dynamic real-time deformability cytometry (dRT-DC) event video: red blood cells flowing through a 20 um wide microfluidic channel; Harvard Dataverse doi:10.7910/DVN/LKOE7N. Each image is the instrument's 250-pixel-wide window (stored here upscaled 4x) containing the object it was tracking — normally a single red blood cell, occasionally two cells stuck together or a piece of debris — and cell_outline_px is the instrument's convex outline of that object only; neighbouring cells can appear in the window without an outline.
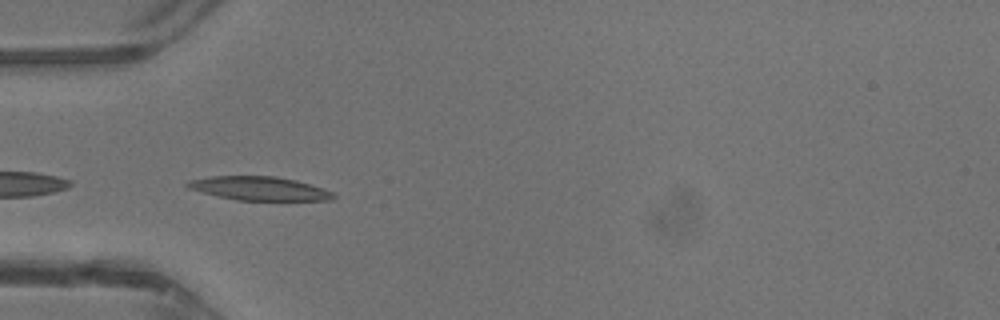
{"species": "common noctule bat (a hibernating species)", "species_latin": "Nyctalus noctula", "temperature_condition": "warm", "stored_images_in_passage": 31, "segment_of_instrument_passage": [2, 2], "camera_frame_rate_fps": 3000, "um_per_image_px": 0.085, "animal": {"sex": "male", "body_mass_g": 13.3}, "frame": {"image": 1, "passage_image": 15, "time_ms": 4.667, "image_size_px": [1000, 320], "cell_outline_px": [[336, 196], [332, 200], [236, 200], [216, 196], [188, 188], [184, 184], [188, 180], [212, 176], [276, 176], [296, 180], [324, 188], [332, 192]], "centroid_in_image_um": [22.03, 16.01], "position_along_channel_um": 63.0, "area_um2": 20.23}}
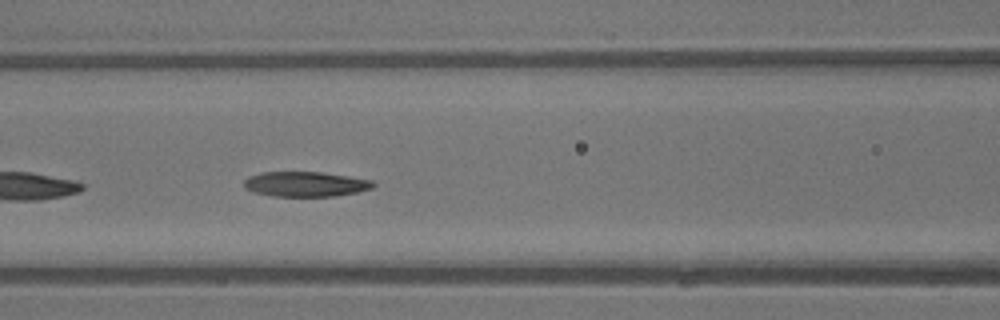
{"frame": {"image": 2, "passage_image": 20, "time_ms": 6.333, "image_size_px": [1000, 320], "cell_outline_px": [[376, 184], [372, 188], [356, 192], [336, 196], [272, 196], [256, 192], [244, 188], [244, 180], [248, 176], [260, 172], [320, 172], [348, 176], [372, 180]], "centroid_in_image_um": [25.95, 15.64], "position_along_channel_um": 140.6, "area_um2": 18.79}}
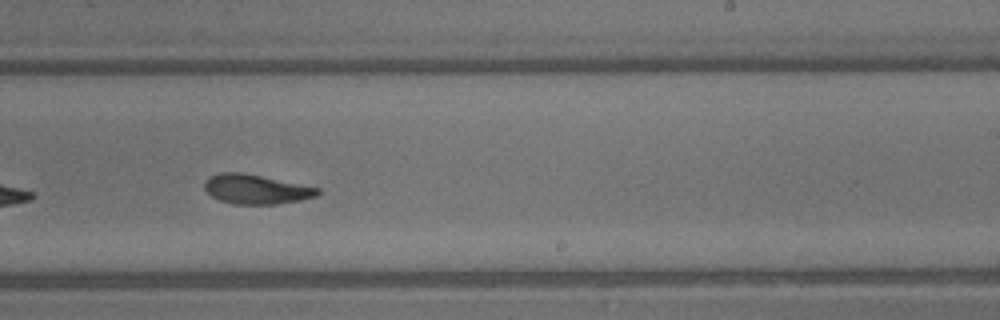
{"frame": {"image": 3, "passage_image": 28, "time_ms": 9.0, "image_size_px": [1000, 320], "cell_outline_px": [[320, 192], [316, 196], [300, 200], [276, 204], [236, 204], [220, 200], [212, 196], [204, 188], [204, 180], [220, 172], [240, 172], [320, 188]], "centroid_in_image_um": [21.75, 16.09], "position_along_channel_um": 267.3, "area_um2": 19.13}}